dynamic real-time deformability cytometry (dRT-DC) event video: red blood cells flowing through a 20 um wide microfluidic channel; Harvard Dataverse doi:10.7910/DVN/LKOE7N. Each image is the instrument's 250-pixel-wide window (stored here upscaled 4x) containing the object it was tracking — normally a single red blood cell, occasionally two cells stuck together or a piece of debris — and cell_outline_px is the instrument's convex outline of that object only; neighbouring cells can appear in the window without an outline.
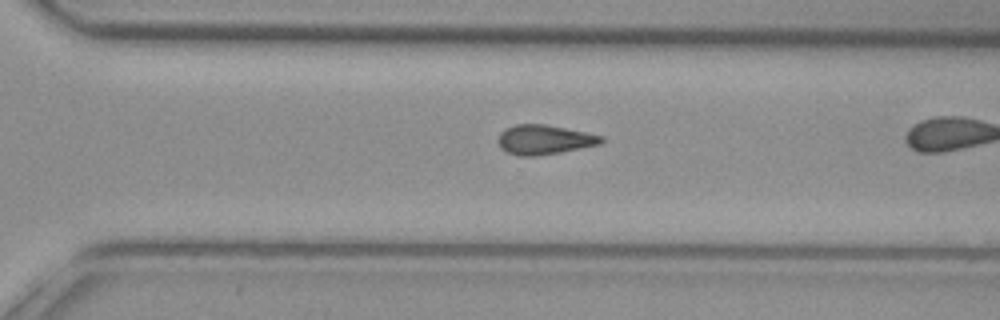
{"species": "common noctule bat (a hibernating species)", "species_latin": "Nyctalus noctula", "temperature_condition": "cold", "stored_images_in_passage": 25, "camera_frame_rate_fps": 3000, "um_per_image_px": 0.085, "animal": {"sex": "female", "body_mass_g": 29.2, "forearm_length_mm": 56.3}, "frame": {"image": 1, "passage_image": 21, "time_ms": 6.667, "image_size_px": [1000, 320], "cell_outline_px": [[604, 140], [600, 144], [560, 152], [532, 156], [516, 156], [504, 152], [500, 148], [496, 140], [500, 132], [504, 128], [516, 124], [544, 124], [604, 136]], "centroid_in_image_um": [46.18, 11.87], "position_along_channel_um": 324.4, "area_um2": 17.86}}